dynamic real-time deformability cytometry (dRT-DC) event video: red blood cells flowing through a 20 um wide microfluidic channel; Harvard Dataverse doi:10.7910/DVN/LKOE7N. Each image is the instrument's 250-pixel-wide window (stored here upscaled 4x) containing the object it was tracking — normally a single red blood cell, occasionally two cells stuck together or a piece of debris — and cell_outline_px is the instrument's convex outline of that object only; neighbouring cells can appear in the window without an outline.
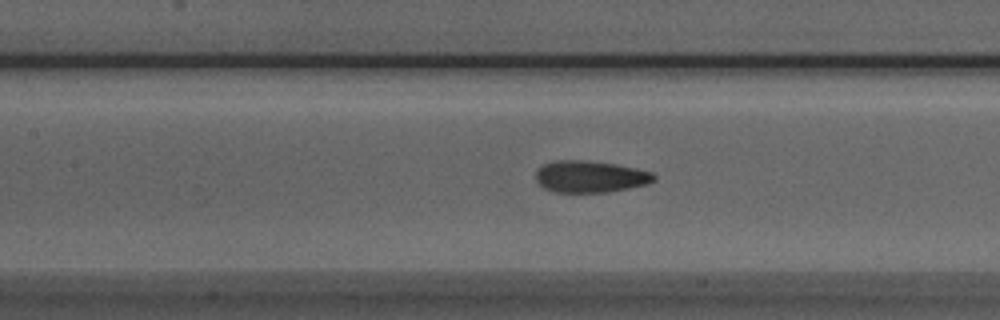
{"species": "Egyptian fruit bat (a non-hibernating species)", "species_latin": "Rousettus aegyptiacus", "temperature_condition": "room temperature", "stored_images_in_passage": 31, "camera_frame_rate_fps": 3000, "um_per_image_px": 0.085, "animal": {"sex": "male"}, "frame": {"image": 1, "passage_image": 13, "time_ms": 4.0, "image_size_px": [1000, 320], "cell_outline_px": [[656, 180], [648, 184], [608, 192], [556, 192], [544, 188], [536, 180], [536, 172], [544, 164], [556, 160], [584, 160], [616, 164], [636, 168], [652, 172], [656, 176]], "centroid_in_image_um": [50.2, 15.01], "position_along_channel_um": 157.2, "area_um2": 21.85}}
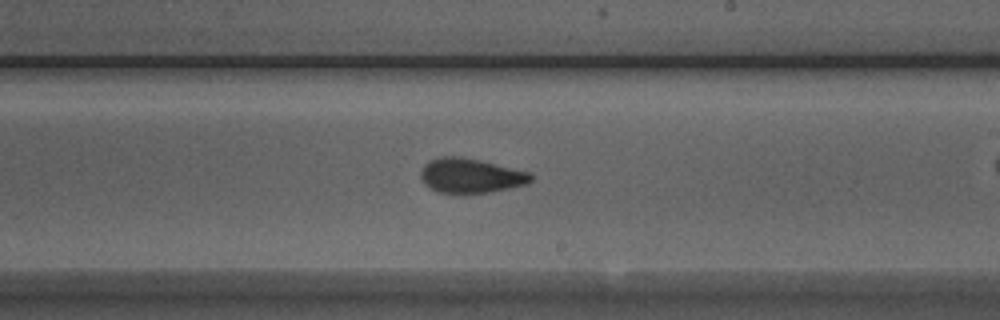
{"frame": {"image": 2, "passage_image": 20, "time_ms": 6.333, "image_size_px": [1000, 320], "cell_outline_px": [[532, 180], [528, 184], [488, 192], [436, 192], [424, 184], [420, 176], [420, 172], [424, 164], [440, 156], [460, 156], [528, 172], [532, 176]], "centroid_in_image_um": [39.96, 14.93], "position_along_channel_um": 249.0, "area_um2": 21.73}}
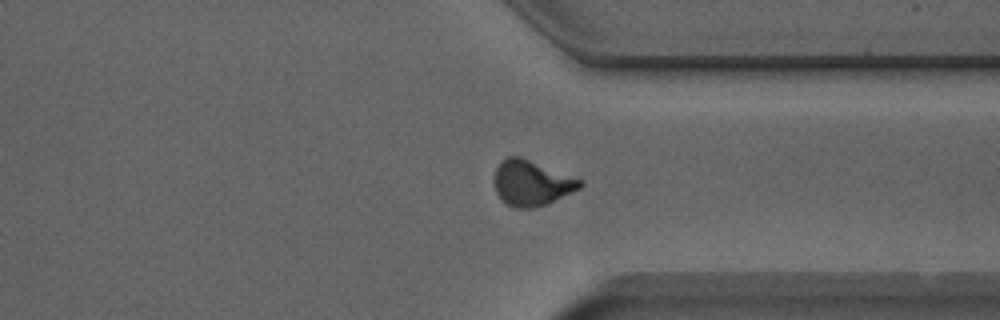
{"frame": {"image": 3, "passage_image": 29, "time_ms": 9.333, "image_size_px": [1000, 320], "cell_outline_px": [[584, 184], [580, 188], [548, 204], [532, 208], [516, 208], [508, 204], [496, 192], [496, 168], [508, 156], [520, 156], [584, 180]], "centroid_in_image_um": [45.25, 15.56], "position_along_channel_um": 366.2, "area_um2": 22.37}}